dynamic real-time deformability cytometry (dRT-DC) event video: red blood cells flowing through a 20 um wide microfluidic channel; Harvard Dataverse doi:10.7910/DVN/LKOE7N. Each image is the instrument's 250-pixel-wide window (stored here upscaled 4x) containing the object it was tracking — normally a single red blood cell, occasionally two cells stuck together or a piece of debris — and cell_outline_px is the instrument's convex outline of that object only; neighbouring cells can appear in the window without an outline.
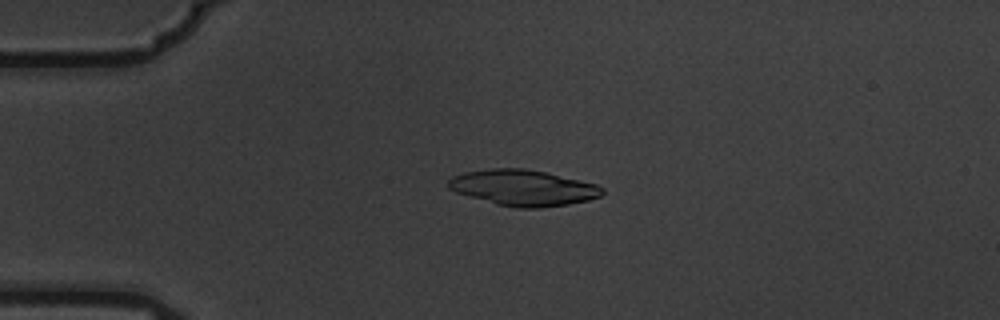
{"species": "common noctule bat (a hibernating species)", "species_latin": "Nyctalus noctula", "temperature_condition": "warm", "stored_images_in_passage": 4, "camera_frame_rate_fps": 3000, "um_per_image_px": 0.085, "animal": {"sex": "male", "body_mass_g": 19.5, "forearm_length_mm": 54.6}, "frame": {"image": 1, "passage_image": 2, "time_ms": 0.333, "image_size_px": [1000, 320], "cell_outline_px": [[604, 192], [600, 196], [588, 200], [568, 204], [540, 208], [516, 208], [496, 204], [456, 192], [448, 188], [448, 180], [452, 176], [464, 172], [488, 168], [524, 168], [544, 172], [596, 184], [604, 188]], "centroid_in_image_um": [44.45, 15.96], "position_along_channel_um": 40.6, "area_um2": 32.08}}